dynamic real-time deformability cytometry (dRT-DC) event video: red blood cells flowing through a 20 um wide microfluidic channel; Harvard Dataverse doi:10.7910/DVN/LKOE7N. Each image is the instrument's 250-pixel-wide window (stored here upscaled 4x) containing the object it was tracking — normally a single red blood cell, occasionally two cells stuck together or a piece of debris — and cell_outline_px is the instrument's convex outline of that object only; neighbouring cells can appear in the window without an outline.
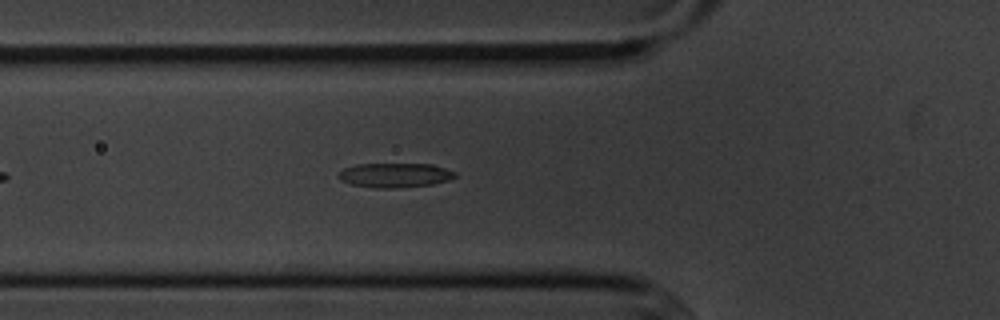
{"species": "common noctule bat (a hibernating species)", "species_latin": "Nyctalus noctula", "temperature_condition": "cold", "stored_images_in_passage": 45, "camera_frame_rate_fps": 3000, "um_per_image_px": 0.085, "animal": {"sex": "male", "body_mass_g": 20.1, "forearm_length_mm": 53.5}, "frame": {"image": 1, "passage_image": 9, "time_ms": 2.667, "image_size_px": [1000, 320], "cell_outline_px": [[456, 176], [448, 180], [432, 184], [396, 188], [376, 188], [352, 184], [340, 180], [336, 176], [344, 168], [356, 164], [432, 164], [456, 172]], "centroid_in_image_um": [33.55, 14.89], "position_along_channel_um": 92.3, "area_um2": 16.53}}
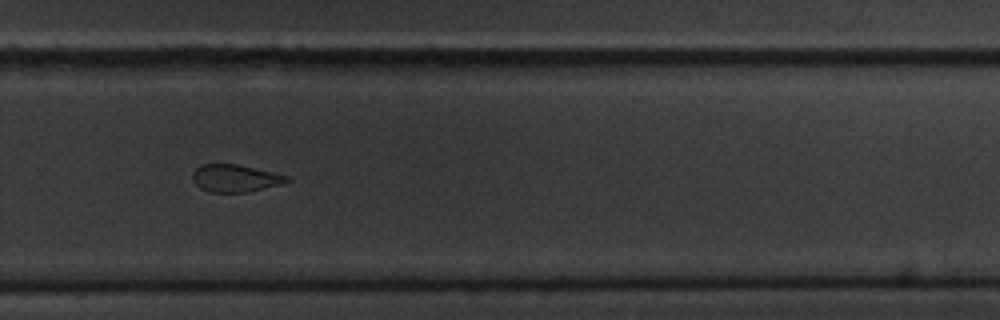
{"frame": {"image": 2, "passage_image": 27, "time_ms": 8.667, "image_size_px": [1000, 320], "cell_outline_px": [[292, 180], [284, 184], [248, 192], [208, 192], [200, 188], [192, 180], [192, 172], [196, 168], [204, 164], [236, 164], [272, 172], [288, 176]], "centroid_in_image_um": [20.0, 15.16], "position_along_channel_um": 309.8, "area_um2": 15.14}}
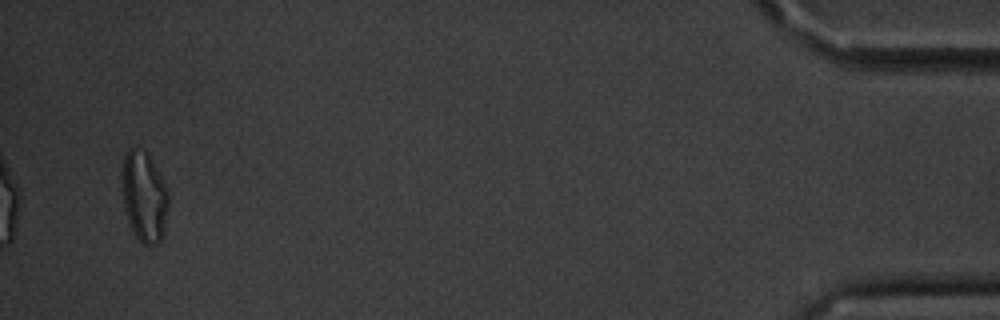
{"frame": {"image": 3, "passage_image": 43, "time_ms": 14.0, "image_size_px": [1000, 320], "cell_outline_px": [[168, 208], [164, 232], [160, 240], [156, 244], [144, 244], [132, 232], [124, 208], [120, 176], [120, 172], [124, 156], [128, 148], [136, 148], [144, 152], [148, 156], [160, 176], [168, 192]], "centroid_in_image_um": [12.22, 16.72], "position_along_channel_um": 423.0, "area_um2": 24.39}, "authors_computed_cell_mechanics": {"area_um2": 16.762, "velocity_mm_per_s": 3.6169, "shape_relaxation_time_tau1_ms": 8.305, "shape_relaxation_time_tau2_ms": 2.8483, "deformation_change_tau1": 0.2134, "deformation_change_tau2": 0.0936}}